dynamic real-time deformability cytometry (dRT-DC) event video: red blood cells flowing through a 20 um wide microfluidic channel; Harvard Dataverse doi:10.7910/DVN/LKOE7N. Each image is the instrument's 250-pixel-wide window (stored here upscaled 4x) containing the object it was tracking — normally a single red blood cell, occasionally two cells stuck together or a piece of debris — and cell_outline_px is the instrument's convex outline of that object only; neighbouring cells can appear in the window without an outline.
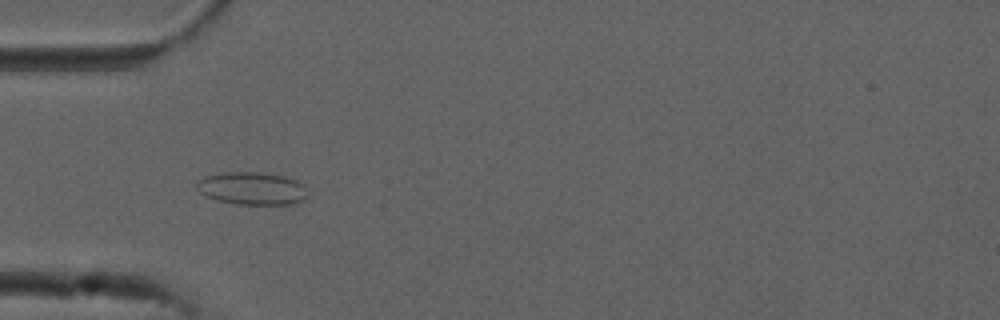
{"species": "common noctule bat (a hibernating species)", "species_latin": "Nyctalus noctula", "temperature_condition": "cold", "stored_images_in_passage": 52, "camera_frame_rate_fps": 3000, "um_per_image_px": 0.085, "animal": {"sex": "male", "forearm_length_mm": 52.5}, "frame": {"image": 1, "passage_image": 15, "time_ms": 4.667, "image_size_px": [1000, 320], "cell_outline_px": [[308, 196], [304, 200], [296, 204], [240, 204], [220, 200], [204, 196], [196, 188], [196, 180], [204, 176], [220, 172], [260, 172], [284, 176], [296, 180], [304, 188]], "centroid_in_image_um": [21.39, 16.0], "position_along_channel_um": 63.6, "area_um2": 21.21}}
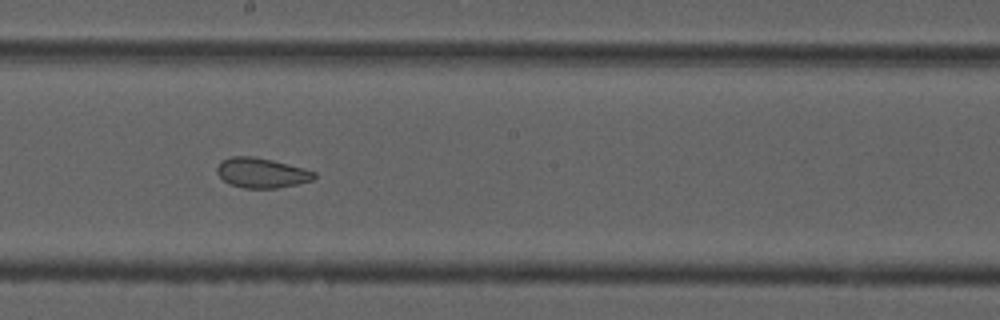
{"frame": {"image": 2, "passage_image": 28, "time_ms": 9.0, "image_size_px": [1000, 320], "cell_outline_px": [[316, 176], [312, 180], [296, 184], [276, 188], [244, 188], [232, 184], [224, 180], [216, 172], [216, 168], [224, 160], [232, 156], [252, 156], [272, 160], [304, 168], [316, 172]], "centroid_in_image_um": [22.25, 14.69], "position_along_channel_um": 225.9, "area_um2": 16.7}}
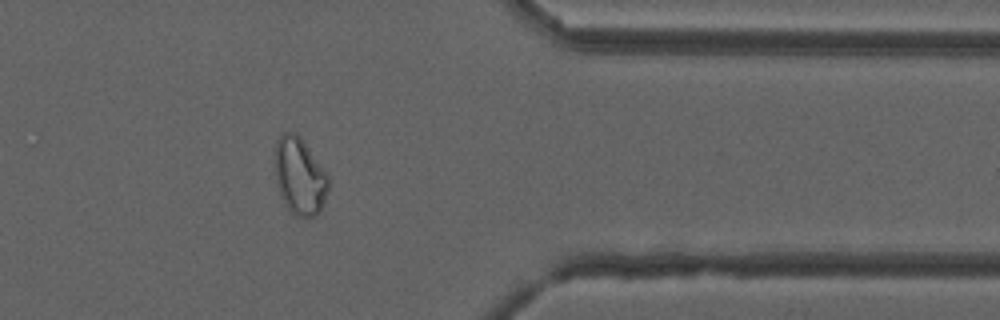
{"frame": {"image": 3, "passage_image": 42, "time_ms": 13.667, "image_size_px": [1000, 320], "cell_outline_px": [[328, 188], [324, 204], [320, 212], [316, 216], [296, 216], [288, 212], [280, 196], [276, 180], [276, 140], [284, 132], [296, 132], [300, 136], [328, 176]], "centroid_in_image_um": [25.47, 15.01], "position_along_channel_um": 385.9, "area_um2": 23.93}, "authors_computed_cell_mechanics": {"area_um2": 22.9466, "velocity_mm_per_s": 3.7694, "shape_relaxation_time_tau1_ms": null, "shape_relaxation_time_tau2_ms": 1.6379, "deformation_change_tau1": null, "deformation_change_tau2": 0.0687}}